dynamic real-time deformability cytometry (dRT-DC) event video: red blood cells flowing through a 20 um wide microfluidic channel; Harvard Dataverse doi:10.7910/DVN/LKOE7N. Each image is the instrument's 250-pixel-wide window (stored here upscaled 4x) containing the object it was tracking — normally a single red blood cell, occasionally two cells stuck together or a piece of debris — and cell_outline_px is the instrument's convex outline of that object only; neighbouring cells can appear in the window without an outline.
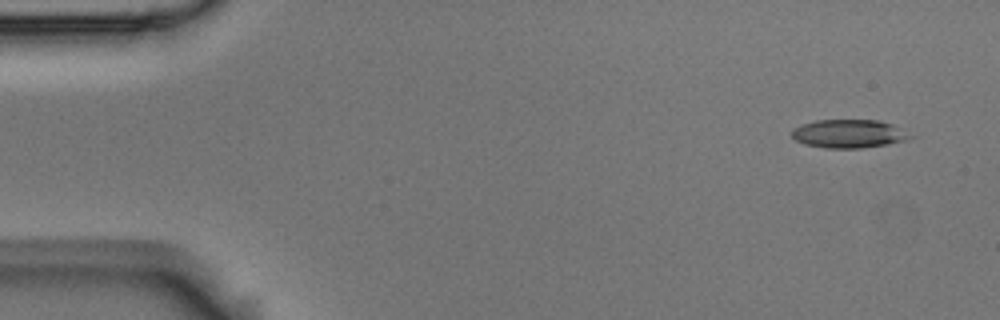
{"species": "Egyptian fruit bat (a non-hibernating species)", "species_latin": "Rousettus aegyptiacus", "temperature_condition": "room temperature", "stored_images_in_passage": 8, "camera_frame_rate_fps": 3000, "um_per_image_px": 0.085, "animal": {"sex": "male"}, "frame": {"image": 1, "passage_image": 1, "time_ms": 0.0, "image_size_px": [1000, 320], "cell_outline_px": [[916, 136], [904, 140], [888, 144], [860, 148], [824, 148], [804, 144], [796, 140], [792, 136], [792, 128], [800, 124], [816, 120], [880, 120], [892, 124]], "centroid_in_image_um": [72.14, 11.36], "position_along_channel_um": 12.9, "area_um2": 19.71}}
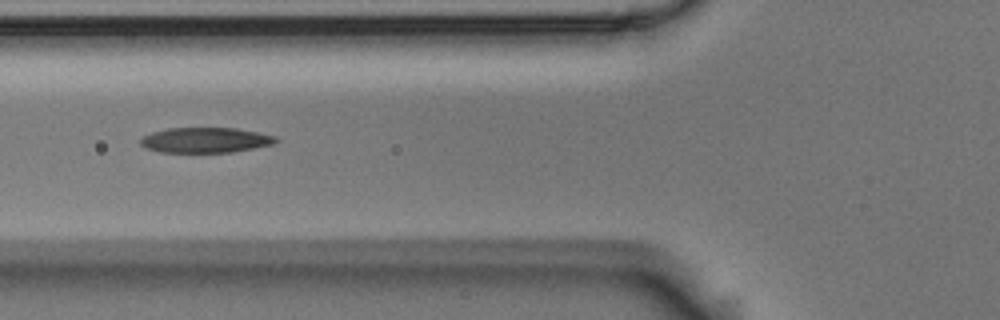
{"frame": {"image": 2, "passage_image": 6, "time_ms": 1.667, "image_size_px": [1000, 320], "cell_outline_px": [[280, 140], [272, 144], [232, 152], [160, 152], [144, 148], [140, 144], [140, 140], [144, 136], [152, 132], [168, 128], [236, 128], [276, 136]], "centroid_in_image_um": [17.44, 11.91], "position_along_channel_um": 108.4, "area_um2": 19.83}}
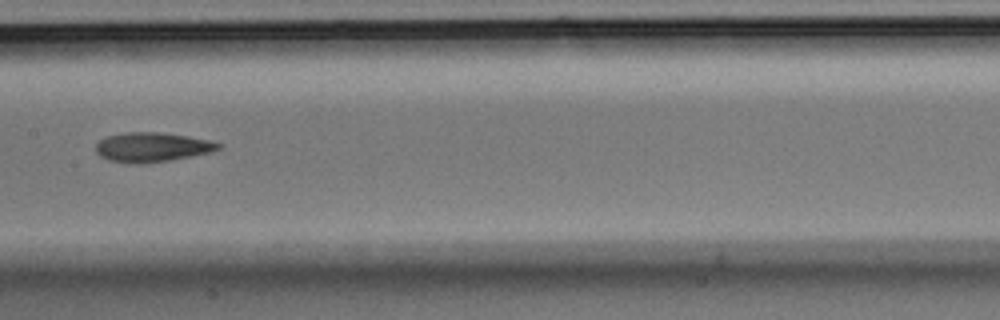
{"frame": {"image": 3, "passage_image": 8, "time_ms": 2.333, "image_size_px": [1000, 320], "cell_outline_px": [[220, 148], [208, 152], [168, 160], [140, 164], [132, 164], [108, 160], [100, 156], [96, 152], [96, 144], [100, 140], [108, 136], [124, 132], [160, 132], [208, 140], [220, 144]], "centroid_in_image_um": [12.84, 12.51], "position_along_channel_um": 194.6, "area_um2": 20.63}}